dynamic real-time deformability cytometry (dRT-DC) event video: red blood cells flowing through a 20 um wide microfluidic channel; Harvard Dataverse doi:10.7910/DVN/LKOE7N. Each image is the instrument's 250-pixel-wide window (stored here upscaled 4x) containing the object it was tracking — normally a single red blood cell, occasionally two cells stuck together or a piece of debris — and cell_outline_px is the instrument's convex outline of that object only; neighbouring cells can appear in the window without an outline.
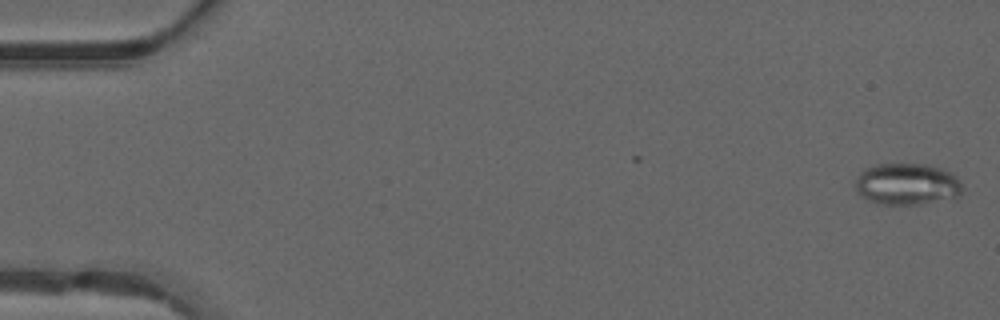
{"species": "common noctule bat (a hibernating species)", "species_latin": "Nyctalus noctula", "temperature_condition": "warm", "stored_images_in_passage": 3, "camera_frame_rate_fps": 3000, "um_per_image_px": 0.085, "animal": {"sex": "male", "forearm_length_mm": 52.5}, "frame": {"image": 1, "passage_image": 3, "time_ms": 0.667, "image_size_px": [1000, 320], "cell_outline_px": [[964, 188], [956, 196], [920, 204], [876, 204], [860, 196], [856, 192], [856, 180], [860, 172], [864, 168], [876, 164], [928, 164], [940, 168], [956, 176], [964, 184]], "centroid_in_image_um": [77.06, 15.64], "position_along_channel_um": 7.9, "area_um2": 26.01}}